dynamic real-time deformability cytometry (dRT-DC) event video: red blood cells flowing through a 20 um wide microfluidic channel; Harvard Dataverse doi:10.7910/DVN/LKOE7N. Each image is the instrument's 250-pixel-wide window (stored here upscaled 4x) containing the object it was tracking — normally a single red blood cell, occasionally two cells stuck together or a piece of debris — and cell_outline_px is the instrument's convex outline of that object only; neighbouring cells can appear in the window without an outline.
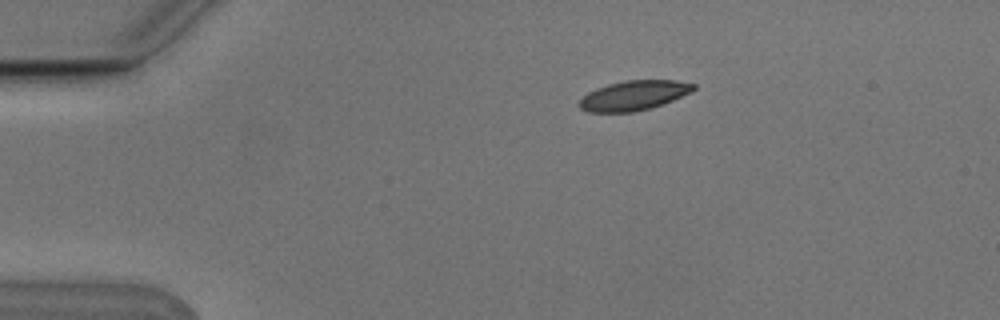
{"species": "Egyptian fruit bat (a non-hibernating species)", "species_latin": "Rousettus aegyptiacus", "temperature_condition": "cold", "stored_images_in_passage": 5, "camera_frame_rate_fps": 3000, "um_per_image_px": 0.085, "animal": {"sex": "male"}, "frame": {"image": 1, "passage_image": 2, "time_ms": 0.333, "image_size_px": [1000, 320], "cell_outline_px": [[696, 88], [692, 92], [652, 108], [632, 112], [588, 112], [580, 108], [576, 104], [588, 92], [596, 88], [608, 84], [624, 80], [676, 80], [696, 84]], "centroid_in_image_um": [53.87, 8.11], "position_along_channel_um": 31.1, "area_um2": 19.88}}